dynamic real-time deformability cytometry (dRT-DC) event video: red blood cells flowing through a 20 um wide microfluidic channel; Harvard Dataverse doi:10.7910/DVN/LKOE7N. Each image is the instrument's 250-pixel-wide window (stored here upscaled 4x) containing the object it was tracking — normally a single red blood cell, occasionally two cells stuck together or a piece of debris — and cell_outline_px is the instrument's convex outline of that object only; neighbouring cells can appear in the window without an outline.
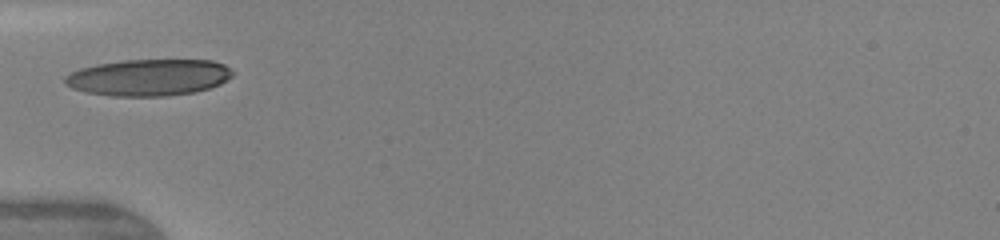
{"species": "human", "species_latin": "Homo sapiens", "temperature_condition": "warm", "stored_images_in_passage": 4, "camera_frame_rate_fps": 3000, "um_per_image_px": 0.085, "donor": {"sex": "female"}, "frame": {"image": 1, "passage_image": 1, "time_ms": 0.0, "image_size_px": [1000, 240], "cell_outline_px": [[232, 76], [220, 84], [208, 88], [192, 92], [164, 96], [112, 96], [84, 92], [72, 88], [64, 84], [64, 76], [80, 68], [96, 64], [124, 60], [212, 60], [224, 64], [232, 72]], "centroid_in_image_um": [12.59, 6.58], "position_along_channel_um": 72.4, "area_um2": 35.72}}